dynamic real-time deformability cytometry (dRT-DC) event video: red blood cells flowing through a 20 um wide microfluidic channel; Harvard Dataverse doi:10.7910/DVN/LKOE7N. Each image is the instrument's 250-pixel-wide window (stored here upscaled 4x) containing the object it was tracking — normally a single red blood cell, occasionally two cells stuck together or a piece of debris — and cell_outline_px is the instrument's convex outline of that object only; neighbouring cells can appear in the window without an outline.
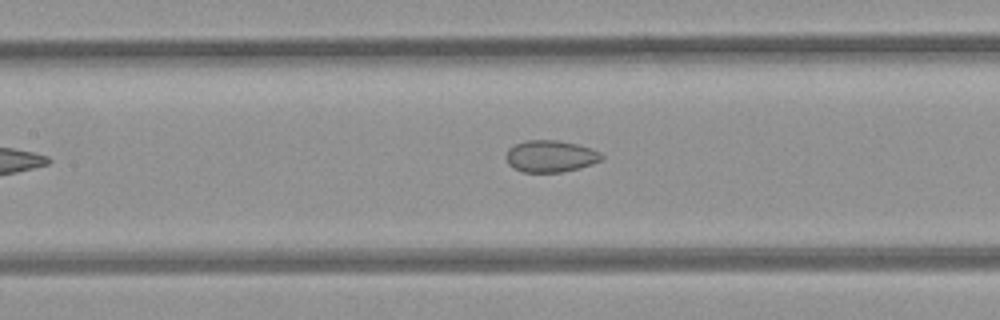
{"species": "common noctule bat (a hibernating species)", "species_latin": "Nyctalus noctula", "temperature_condition": "room temperature", "stored_images_in_passage": 6, "camera_frame_rate_fps": 3000, "um_per_image_px": 0.085, "animal": {"sex": "female", "body_mass_g": 21.9}, "frame": {"image": 1, "passage_image": 5, "time_ms": 1.333, "image_size_px": [1000, 320], "cell_outline_px": [[604, 160], [580, 168], [560, 172], [524, 172], [512, 168], [508, 164], [504, 156], [508, 148], [516, 144], [528, 140], [556, 140], [576, 144], [600, 152], [604, 156]], "centroid_in_image_um": [46.77, 13.29], "position_along_channel_um": 160.6, "area_um2": 17.8}}
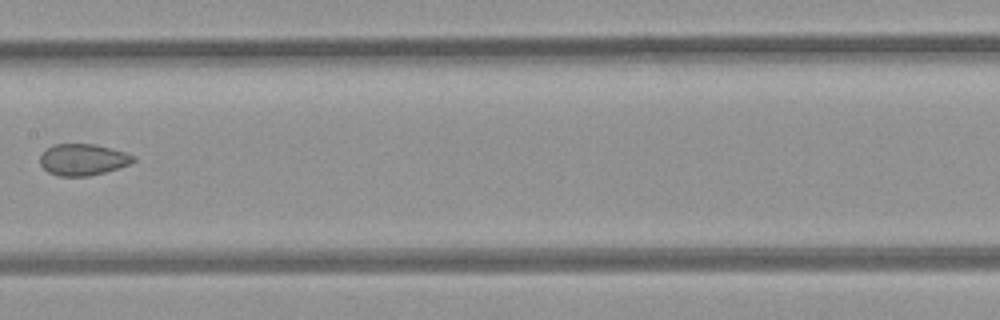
{"frame": {"image": 2, "passage_image": 6, "time_ms": 1.667, "image_size_px": [1000, 320], "cell_outline_px": [[136, 160], [128, 164], [104, 172], [88, 176], [60, 176], [48, 172], [40, 164], [40, 156], [52, 144], [96, 144], [112, 148], [136, 156]], "centroid_in_image_um": [7.04, 13.56], "position_along_channel_um": 200.4, "area_um2": 16.99}}